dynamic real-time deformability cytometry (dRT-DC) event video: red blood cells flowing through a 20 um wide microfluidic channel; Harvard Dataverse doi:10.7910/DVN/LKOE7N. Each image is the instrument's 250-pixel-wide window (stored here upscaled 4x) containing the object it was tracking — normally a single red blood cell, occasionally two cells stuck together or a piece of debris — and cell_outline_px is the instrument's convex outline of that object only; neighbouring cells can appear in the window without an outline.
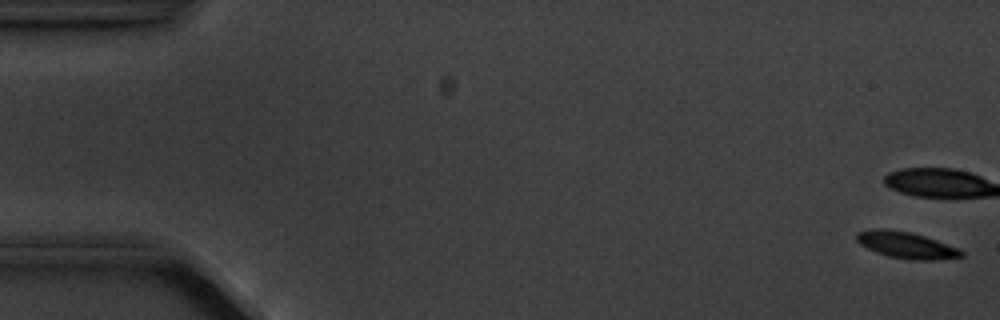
{"species": "common noctule bat (a hibernating species)", "species_latin": "Nyctalus noctula", "temperature_condition": "cold", "stored_images_in_passage": 10, "camera_frame_rate_fps": 3000, "um_per_image_px": 0.085, "animal": {"sex": "male", "body_mass_g": 20.1, "forearm_length_mm": 53.5}, "frame": {"image": 1, "passage_image": 1, "time_ms": 0.0, "image_size_px": [1000, 320], "cell_outline_px": [[964, 256], [932, 260], [912, 260], [888, 256], [876, 252], [860, 244], [856, 240], [856, 232], [872, 228], [888, 228], [912, 232], [960, 248], [964, 252]], "centroid_in_image_um": [77.02, 20.81], "position_along_channel_um": 8.0, "area_um2": 16.36}}